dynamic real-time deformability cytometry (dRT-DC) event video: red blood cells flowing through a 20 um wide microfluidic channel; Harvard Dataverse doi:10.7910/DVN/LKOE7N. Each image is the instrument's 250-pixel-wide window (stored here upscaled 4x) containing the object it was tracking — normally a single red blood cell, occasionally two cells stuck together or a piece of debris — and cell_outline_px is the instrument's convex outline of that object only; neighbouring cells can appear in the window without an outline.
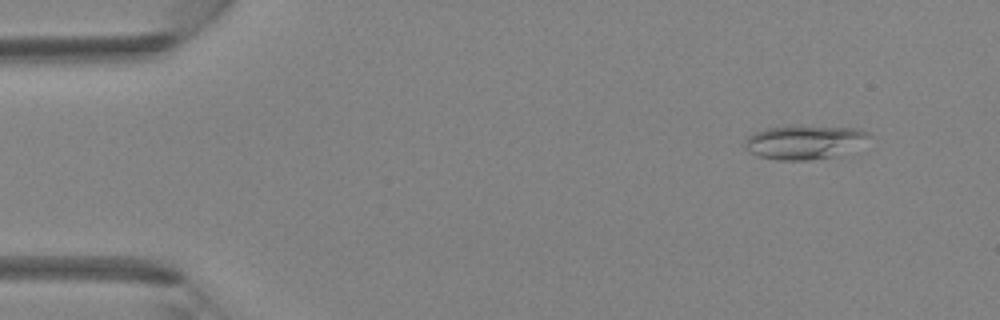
{"species": "Egyptian fruit bat (a non-hibernating species)", "species_latin": "Rousettus aegyptiacus", "temperature_condition": "room temperature", "stored_images_in_passage": 44, "camera_frame_rate_fps": 3000, "um_per_image_px": 0.085, "animal": {"sex": "female"}, "frame": {"image": 1, "passage_image": 4, "time_ms": 1.0, "image_size_px": [1000, 320], "cell_outline_px": [[872, 136], [836, 156], [808, 160], [776, 160], [756, 156], [748, 152], [744, 148], [744, 140], [748, 136], [764, 128], [788, 124], [800, 124], [860, 128], [868, 132]], "centroid_in_image_um": [68.28, 12.04], "position_along_channel_um": 16.7, "area_um2": 25.14}}
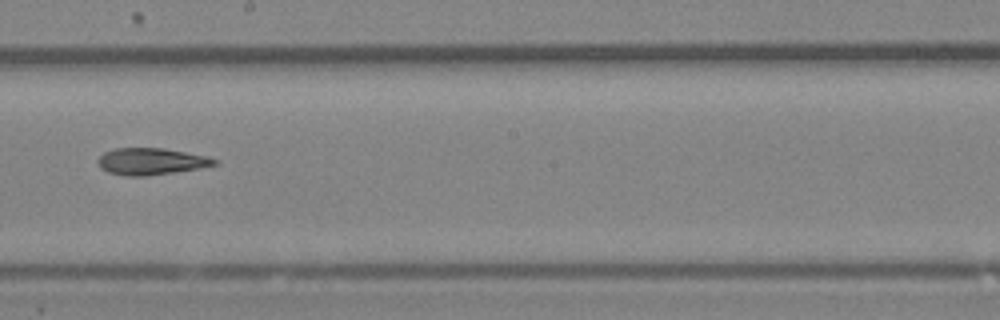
{"frame": {"image": 2, "passage_image": 25, "time_ms": 8.0, "image_size_px": [1000, 320], "cell_outline_px": [[220, 164], [200, 168], [144, 176], [128, 176], [108, 172], [100, 168], [96, 160], [104, 152], [116, 148], [160, 148], [208, 156], [220, 160]], "centroid_in_image_um": [12.86, 13.72], "position_along_channel_um": 235.3, "area_um2": 18.15}}
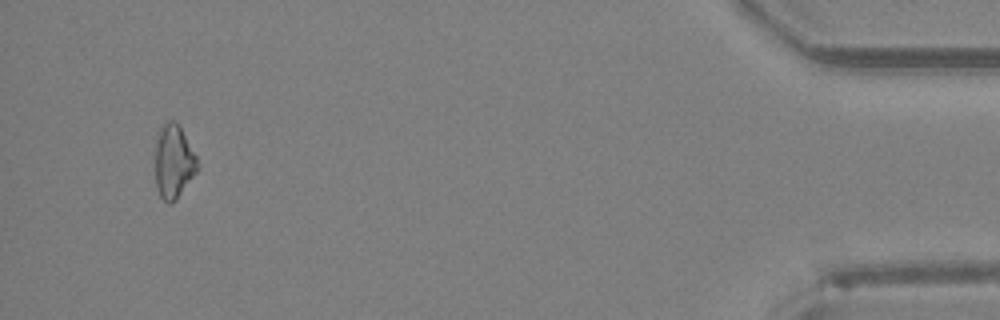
{"frame": {"image": 3, "passage_image": 42, "time_ms": 13.667, "image_size_px": [1000, 320], "cell_outline_px": [[200, 168], [176, 200], [172, 204], [168, 204], [160, 196], [156, 188], [156, 140], [164, 124], [168, 120], [176, 120], [180, 124], [200, 164]], "centroid_in_image_um": [14.79, 13.75], "position_along_channel_um": 420.4, "area_um2": 18.32}}